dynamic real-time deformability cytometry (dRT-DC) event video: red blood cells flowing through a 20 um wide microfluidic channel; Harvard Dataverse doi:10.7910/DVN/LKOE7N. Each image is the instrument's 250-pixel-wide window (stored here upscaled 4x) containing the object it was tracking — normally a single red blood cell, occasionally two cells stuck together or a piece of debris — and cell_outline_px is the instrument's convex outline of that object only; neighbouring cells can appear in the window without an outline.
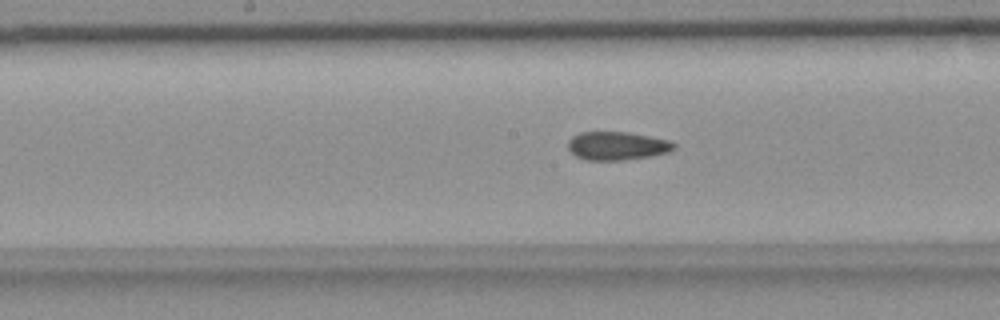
{"species": "common noctule bat (a hibernating species)", "species_latin": "Nyctalus noctula", "temperature_condition": "room temperature", "stored_images_in_passage": 39, "camera_frame_rate_fps": 3000, "um_per_image_px": 0.085, "animal": {"sex": "female", "body_mass_g": 18.4}, "frame": {"image": 1, "passage_image": 20, "time_ms": 6.333, "image_size_px": [1000, 320], "cell_outline_px": [[676, 148], [668, 152], [652, 156], [624, 160], [584, 160], [576, 156], [568, 148], [568, 140], [572, 136], [580, 132], [628, 132], [668, 140], [676, 144]], "centroid_in_image_um": [52.44, 12.4], "position_along_channel_um": 195.8, "area_um2": 17.57}}
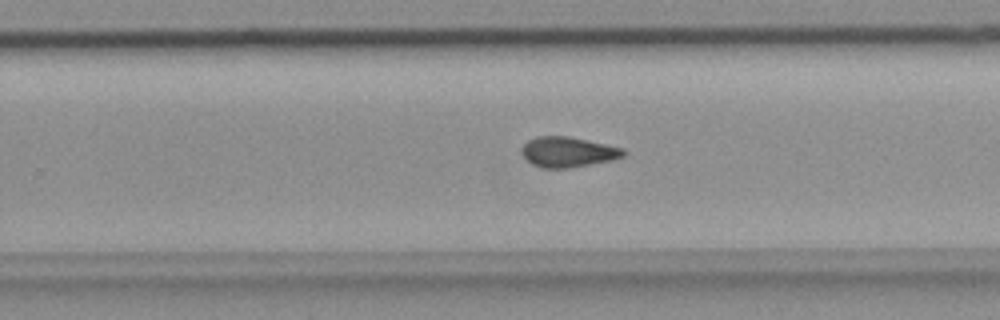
{"frame": {"image": 2, "passage_image": 27, "time_ms": 8.667, "image_size_px": [1000, 320], "cell_outline_px": [[628, 152], [624, 156], [612, 160], [568, 168], [544, 168], [532, 164], [524, 156], [520, 148], [528, 140], [536, 136], [568, 136], [624, 148]], "centroid_in_image_um": [48.29, 12.91], "position_along_channel_um": 281.5, "area_um2": 17.92}}
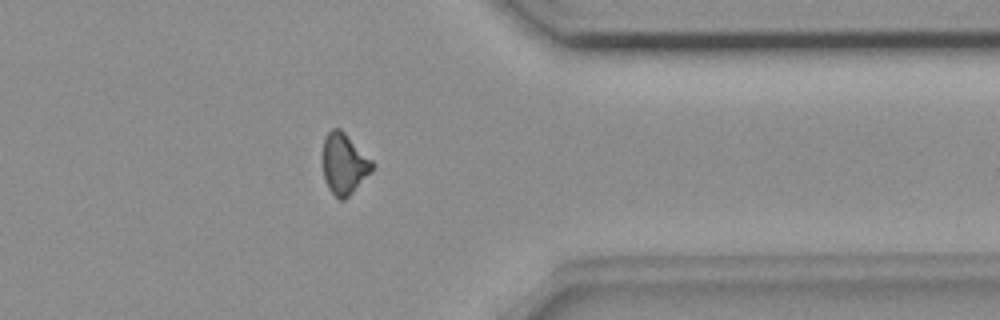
{"frame": {"image": 3, "passage_image": 36, "time_ms": 11.667, "image_size_px": [1000, 320], "cell_outline_px": [[376, 164], [372, 172], [344, 200], [340, 200], [328, 188], [324, 180], [324, 140], [328, 132], [332, 128], [340, 128]], "centroid_in_image_um": [29.28, 13.93], "position_along_channel_um": 382.1, "area_um2": 17.34}, "authors_computed_cell_mechanics": {"area_um2": 18.0336, "velocity_mm_per_s": 3.6938, "shape_relaxation_time_tau1_ms": null, "shape_relaxation_time_tau2_ms": 2.8008, "deformation_change_tau1": null, "deformation_change_tau2": 0.0975}}